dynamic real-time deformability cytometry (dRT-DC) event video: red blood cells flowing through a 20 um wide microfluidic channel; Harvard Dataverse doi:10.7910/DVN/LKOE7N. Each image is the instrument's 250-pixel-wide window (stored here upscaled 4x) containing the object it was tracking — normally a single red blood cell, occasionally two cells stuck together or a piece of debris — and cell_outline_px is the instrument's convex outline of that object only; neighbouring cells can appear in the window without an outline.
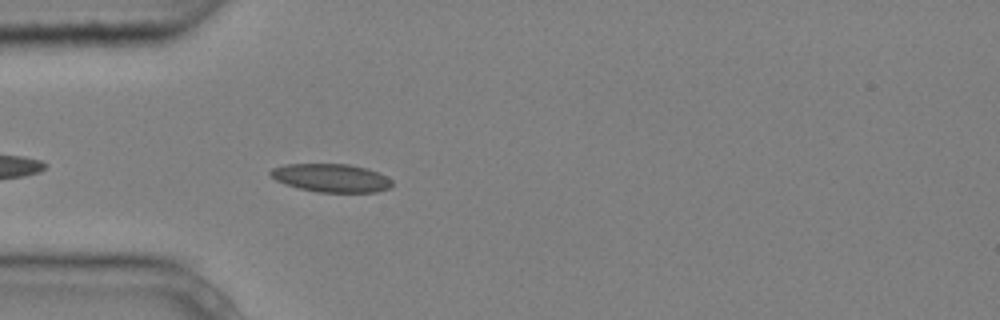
{"species": "common noctule bat (a hibernating species)", "species_latin": "Nyctalus noctula", "temperature_condition": "cold", "stored_images_in_passage": 5, "camera_frame_rate_fps": 3000, "um_per_image_px": 0.085, "animal": {"sex": "male", "body_mass_g": 20.4}, "frame": {"image": 1, "passage_image": 5, "time_ms": 1.333, "image_size_px": [1000, 320], "cell_outline_px": [[392, 188], [376, 192], [316, 192], [300, 188], [276, 180], [268, 172], [272, 168], [284, 164], [348, 164], [368, 168], [392, 180]], "centroid_in_image_um": [28.17, 15.12], "position_along_channel_um": 56.8, "area_um2": 19.94}}